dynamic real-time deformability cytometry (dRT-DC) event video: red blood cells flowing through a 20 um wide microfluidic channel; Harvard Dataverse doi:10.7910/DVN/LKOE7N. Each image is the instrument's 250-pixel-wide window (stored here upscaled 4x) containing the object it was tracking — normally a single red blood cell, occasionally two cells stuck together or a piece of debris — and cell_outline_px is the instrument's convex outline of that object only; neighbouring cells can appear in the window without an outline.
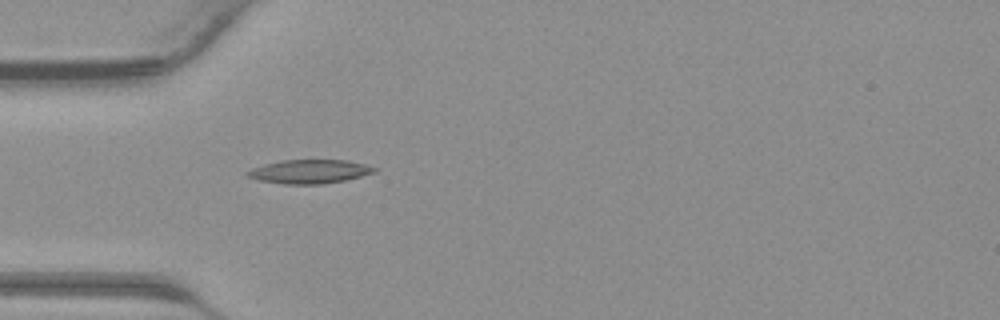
{"species": "common noctule bat (a hibernating species)", "species_latin": "Nyctalus noctula", "temperature_condition": "warm", "stored_images_in_passage": 30, "camera_frame_rate_fps": 3000, "um_per_image_px": 0.085, "animal": {"sex": "male", "body_mass_g": 23.1, "forearm_length_mm": 52.7}, "frame": {"image": 1, "passage_image": 1, "time_ms": 0.0, "image_size_px": [1000, 320], "cell_outline_px": [[376, 172], [344, 180], [324, 184], [284, 184], [256, 180], [244, 176], [244, 172], [252, 168], [264, 164], [280, 160], [348, 160], [364, 164], [376, 168]], "centroid_in_image_um": [26.23, 14.58], "position_along_channel_um": 58.8, "area_um2": 17.74}}
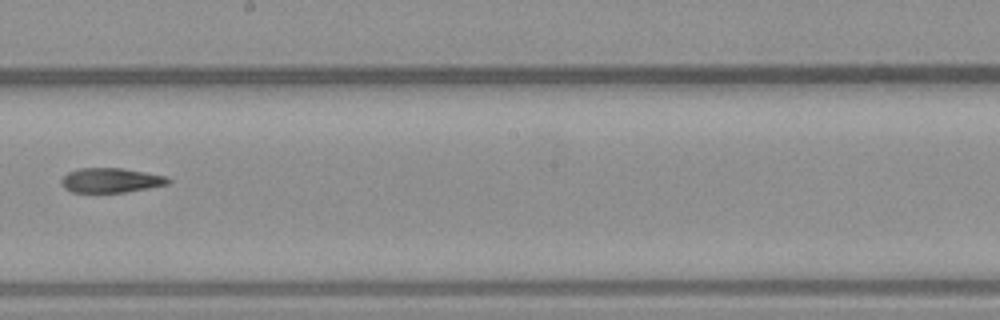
{"frame": {"image": 2, "passage_image": 12, "time_ms": 3.667, "image_size_px": [1000, 320], "cell_outline_px": [[172, 180], [168, 184], [148, 188], [124, 192], [72, 192], [64, 188], [60, 180], [68, 172], [80, 168], [124, 168], [168, 176]], "centroid_in_image_um": [9.45, 15.32], "position_along_channel_um": 238.8, "area_um2": 15.37}}
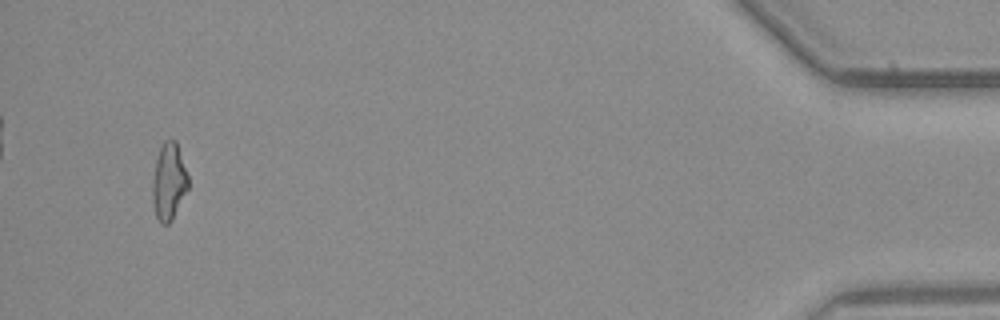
{"frame": {"image": 3, "passage_image": 28, "time_ms": 9.0, "image_size_px": [1000, 320], "cell_outline_px": [[188, 188], [172, 220], [168, 224], [160, 224], [156, 216], [152, 200], [152, 180], [156, 160], [160, 148], [164, 140], [176, 140], [188, 176]], "centroid_in_image_um": [14.34, 15.45], "position_along_channel_um": 420.9, "area_um2": 15.95}}